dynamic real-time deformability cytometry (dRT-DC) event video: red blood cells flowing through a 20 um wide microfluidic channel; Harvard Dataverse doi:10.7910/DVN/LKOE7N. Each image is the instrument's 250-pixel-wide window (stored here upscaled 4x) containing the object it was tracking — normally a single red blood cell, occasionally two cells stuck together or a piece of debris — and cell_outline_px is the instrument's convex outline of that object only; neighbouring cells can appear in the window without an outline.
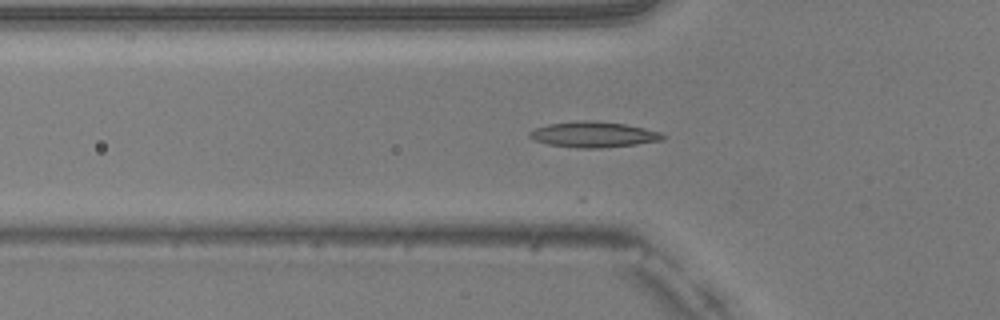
{"species": "common noctule bat (a hibernating species)", "species_latin": "Nyctalus noctula", "temperature_condition": "warm", "stored_images_in_passage": 8, "camera_frame_rate_fps": 3000, "um_per_image_px": 0.085, "animal": {"sex": "male", "body_mass_g": 20.5, "forearm_length_mm": 52.5}, "frame": {"image": 1, "passage_image": 2, "time_ms": 0.333, "image_size_px": [1000, 320], "cell_outline_px": [[664, 140], [636, 144], [600, 148], [576, 148], [548, 144], [532, 140], [528, 136], [528, 132], [536, 128], [548, 124], [584, 120], [624, 124], [644, 128], [660, 132], [664, 136]], "centroid_in_image_um": [50.41, 11.44], "position_along_channel_um": 75.4, "area_um2": 19.77}}
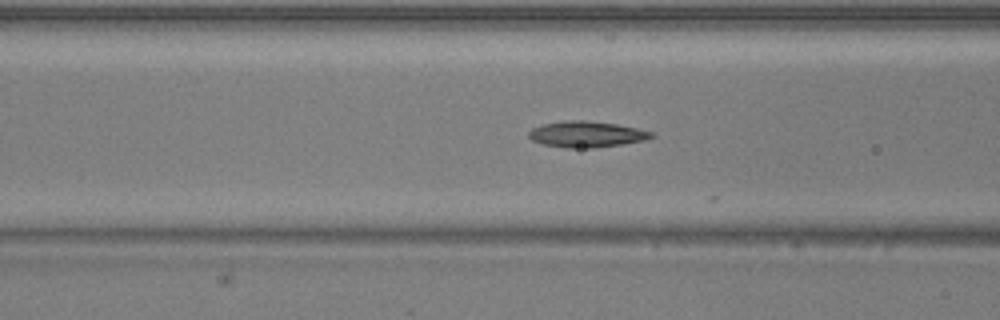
{"frame": {"image": 2, "passage_image": 5, "time_ms": 1.333, "image_size_px": [1000, 320], "cell_outline_px": [[656, 136], [644, 140], [596, 148], [564, 148], [544, 144], [532, 140], [528, 136], [528, 132], [532, 128], [544, 124], [564, 120], [584, 120], [616, 124], [636, 128], [652, 132]], "centroid_in_image_um": [49.83, 11.41], "position_along_channel_um": 116.8, "area_um2": 18.55}}